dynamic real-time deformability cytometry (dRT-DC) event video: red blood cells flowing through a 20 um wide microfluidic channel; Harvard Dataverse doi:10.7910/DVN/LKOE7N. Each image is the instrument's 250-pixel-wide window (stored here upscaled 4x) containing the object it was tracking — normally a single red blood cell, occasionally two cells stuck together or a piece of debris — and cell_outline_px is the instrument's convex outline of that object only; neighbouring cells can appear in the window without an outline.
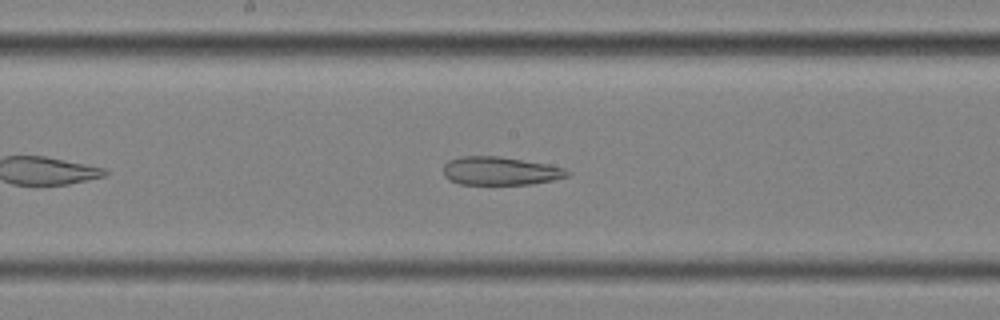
{"species": "common noctule bat (a hibernating species)", "species_latin": "Nyctalus noctula", "temperature_condition": "cold", "stored_images_in_passage": 29, "camera_frame_rate_fps": 3000, "um_per_image_px": 0.085, "animal": {"sex": "female", "body_mass_g": 25.1}, "frame": {"image": 1, "passage_image": 17, "time_ms": 5.333, "image_size_px": [1000, 320], "cell_outline_px": [[572, 172], [568, 176], [552, 180], [532, 184], [460, 184], [448, 180], [444, 176], [444, 164], [448, 160], [460, 156], [500, 156], [548, 164], [564, 168]], "centroid_in_image_um": [42.51, 14.52], "position_along_channel_um": 205.7, "area_um2": 20.58}}
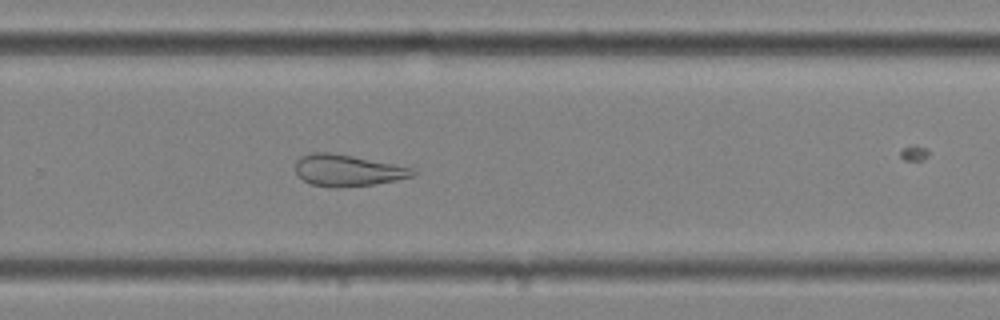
{"frame": {"image": 2, "passage_image": 25, "time_ms": 8.0, "image_size_px": [1000, 320], "cell_outline_px": [[416, 172], [412, 176], [396, 180], [372, 184], [340, 188], [332, 188], [312, 184], [304, 180], [296, 172], [296, 160], [300, 156], [312, 152], [332, 152], [412, 168]], "centroid_in_image_um": [29.49, 14.48], "position_along_channel_um": 300.3, "area_um2": 21.33}}